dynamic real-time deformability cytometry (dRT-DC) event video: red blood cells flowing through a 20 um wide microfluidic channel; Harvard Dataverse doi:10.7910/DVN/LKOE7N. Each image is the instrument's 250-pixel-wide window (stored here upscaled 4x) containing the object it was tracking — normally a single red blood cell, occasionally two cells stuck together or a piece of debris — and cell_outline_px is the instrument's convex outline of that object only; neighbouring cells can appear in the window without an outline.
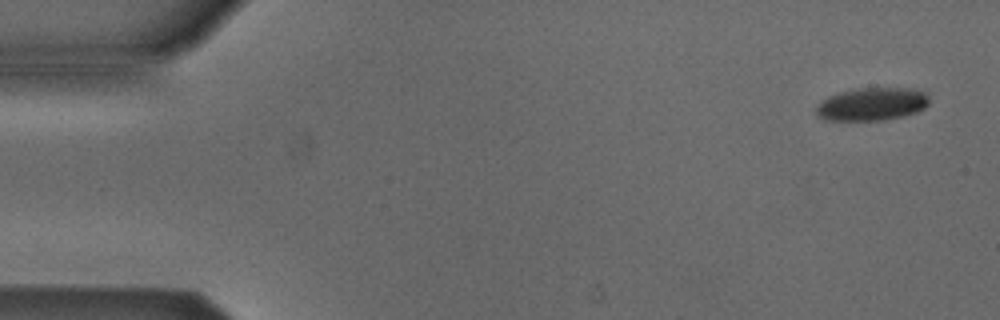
{"species": "Egyptian fruit bat (a non-hibernating species)", "species_latin": "Rousettus aegyptiacus", "temperature_condition": "cold", "stored_images_in_passage": 6, "camera_frame_rate_fps": 3000, "um_per_image_px": 0.085, "animal": {"sex": "male"}, "frame": {"image": 1, "passage_image": 1, "time_ms": 0.0, "image_size_px": [1000, 320], "cell_outline_px": [[928, 104], [924, 108], [916, 112], [904, 116], [884, 120], [824, 120], [816, 116], [816, 104], [820, 100], [828, 96], [840, 92], [856, 88], [908, 88], [924, 92], [928, 96]], "centroid_in_image_um": [74.06, 8.85], "position_along_channel_um": 10.9, "area_um2": 21.85}}
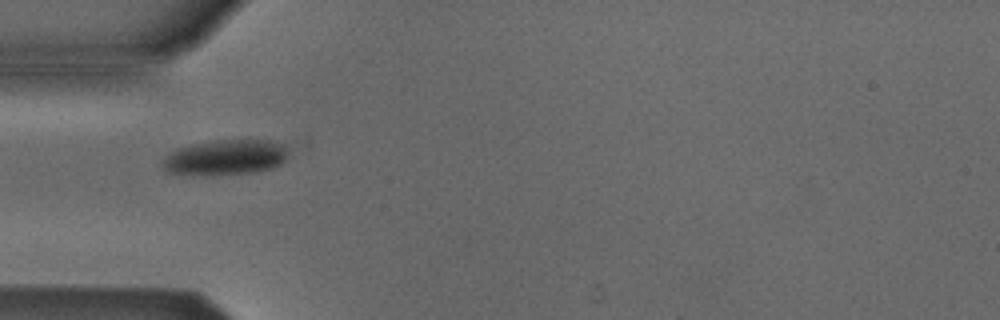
{"frame": {"image": 2, "passage_image": 4, "time_ms": 4.667, "image_size_px": [1000, 320], "cell_outline_px": [[284, 160], [280, 164], [272, 168], [252, 172], [212, 176], [168, 172], [164, 168], [164, 156], [168, 152], [176, 148], [192, 144], [212, 140], [248, 136], [276, 140], [284, 144]], "centroid_in_image_um": [19.18, 13.31], "position_along_channel_um": 65.8, "area_um2": 26.82}}
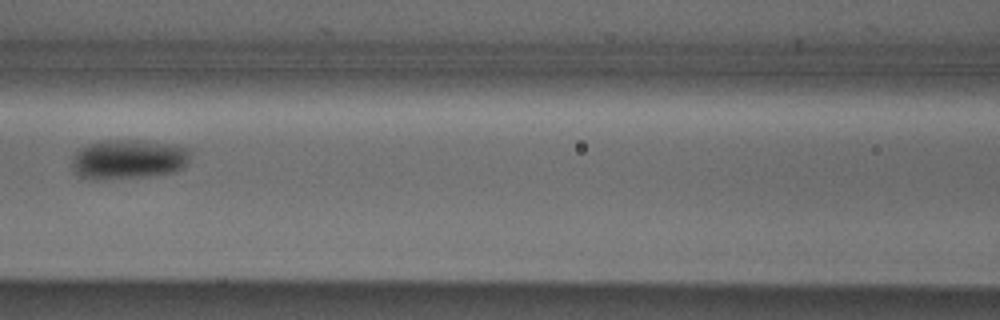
{"frame": {"image": 3, "passage_image": 6, "time_ms": 7.0, "image_size_px": [1000, 320], "cell_outline_px": [[192, 152], [184, 168], [172, 172], [148, 176], [100, 180], [80, 176], [72, 168], [72, 160], [76, 152], [80, 148], [88, 144], [100, 140], [144, 140], [172, 144], [188, 148]], "centroid_in_image_um": [10.93, 13.52], "position_along_channel_um": 155.7, "area_um2": 27.51}}